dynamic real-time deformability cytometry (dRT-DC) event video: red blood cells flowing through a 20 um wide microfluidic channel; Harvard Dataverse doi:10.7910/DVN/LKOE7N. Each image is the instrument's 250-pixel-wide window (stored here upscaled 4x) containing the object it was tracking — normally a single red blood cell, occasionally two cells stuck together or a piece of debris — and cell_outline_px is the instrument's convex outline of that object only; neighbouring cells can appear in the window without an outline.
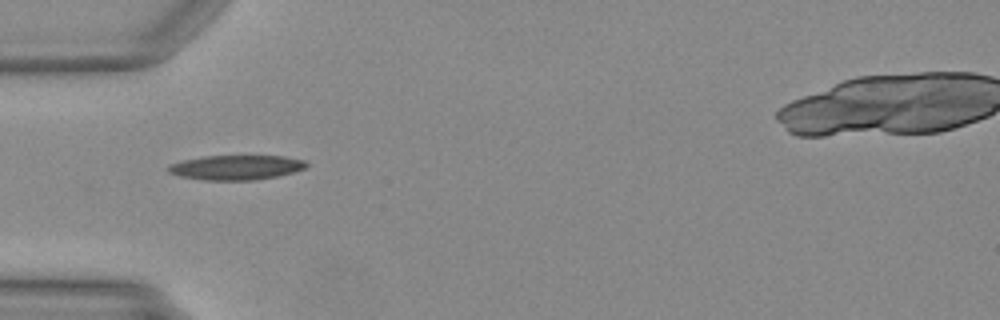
{"species": "Egyptian fruit bat (a non-hibernating species)", "species_latin": "Rousettus aegyptiacus", "temperature_condition": "warm", "stored_images_in_passage": 34, "camera_frame_rate_fps": 3000, "um_per_image_px": 0.085, "animal": {"sex": "female"}, "frame": {"image": 1, "passage_image": 1, "time_ms": 0.0, "image_size_px": [1000, 320], "cell_outline_px": [[308, 164], [304, 168], [292, 172], [276, 176], [256, 180], [204, 180], [180, 176], [168, 172], [168, 164], [184, 160], [204, 156], [280, 156], [304, 160]], "centroid_in_image_um": [20.03, 14.23], "position_along_channel_um": 65.0, "area_um2": 19.65}}
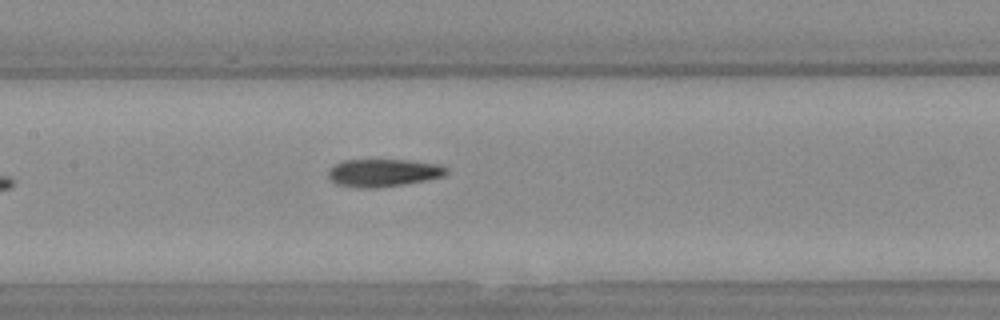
{"frame": {"image": 2, "passage_image": 9, "time_ms": 2.667, "image_size_px": [1000, 320], "cell_outline_px": [[448, 172], [444, 176], [424, 180], [400, 184], [372, 188], [364, 188], [336, 184], [328, 176], [328, 172], [336, 164], [344, 160], [408, 160], [440, 164], [448, 168]], "centroid_in_image_um": [32.61, 14.67], "position_along_channel_um": 174.8, "area_um2": 18.73}}
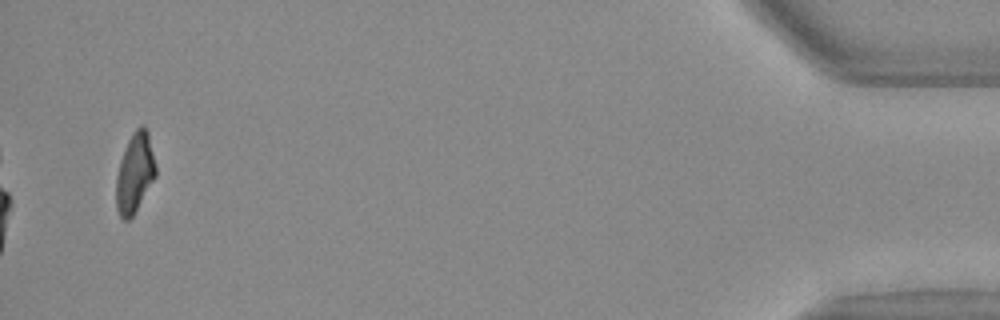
{"frame": {"image": 3, "passage_image": 33, "time_ms": 10.667, "image_size_px": [1000, 320], "cell_outline_px": [[156, 176], [132, 216], [128, 220], [124, 220], [120, 216], [116, 208], [116, 176], [120, 160], [128, 140], [136, 128], [144, 128], [148, 132], [156, 168]], "centroid_in_image_um": [11.44, 14.73], "position_along_channel_um": 423.8, "area_um2": 17.98}}